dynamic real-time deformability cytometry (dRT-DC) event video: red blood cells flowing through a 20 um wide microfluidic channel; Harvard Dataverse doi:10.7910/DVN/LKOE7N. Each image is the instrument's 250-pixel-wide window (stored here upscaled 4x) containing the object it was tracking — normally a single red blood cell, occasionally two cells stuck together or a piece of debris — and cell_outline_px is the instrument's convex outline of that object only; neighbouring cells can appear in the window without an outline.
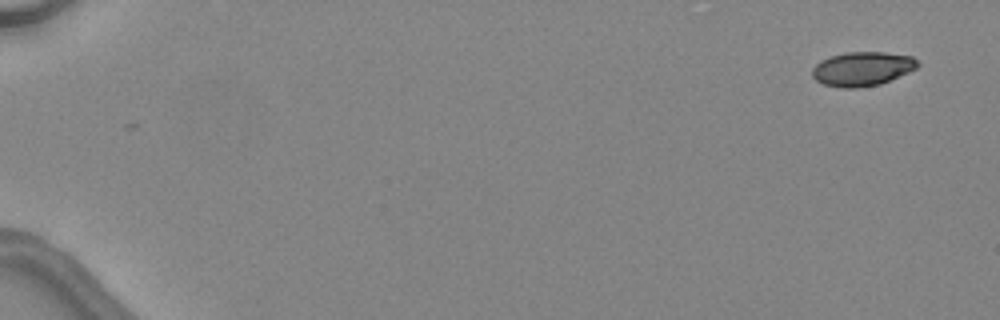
{"species": "common noctule bat (a hibernating species)", "species_latin": "Nyctalus noctula", "temperature_condition": "warm", "stored_images_in_passage": 46, "camera_frame_rate_fps": 3000, "um_per_image_px": 0.085, "animal": {"sex": "female", "body_mass_g": 24.6, "forearm_length_mm": 56.2}, "frame": {"image": 1, "passage_image": 1, "time_ms": 0.0, "image_size_px": [1000, 320], "cell_outline_px": [[920, 64], [916, 68], [908, 72], [880, 84], [856, 88], [840, 88], [824, 84], [816, 80], [812, 76], [812, 68], [820, 60], [828, 56], [844, 52], [884, 52], [912, 56]], "centroid_in_image_um": [73.26, 5.84], "position_along_channel_um": 11.7, "area_um2": 21.04}}
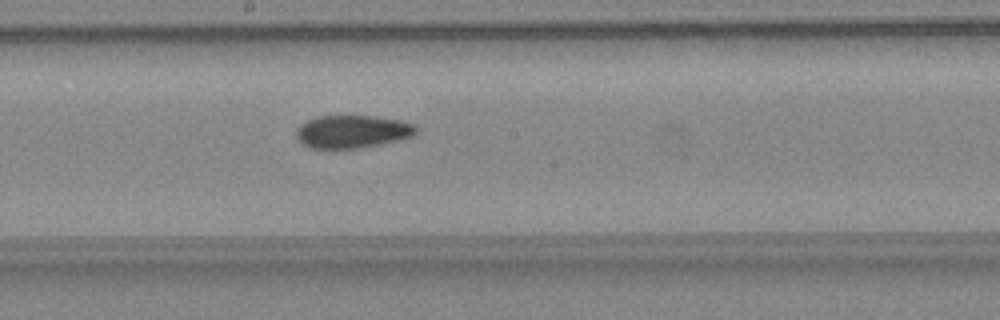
{"frame": {"image": 2, "passage_image": 27, "time_ms": 8.667, "image_size_px": [1000, 320], "cell_outline_px": [[416, 132], [412, 136], [404, 140], [360, 148], [312, 148], [304, 144], [296, 136], [296, 128], [300, 124], [308, 120], [320, 116], [372, 116], [400, 120], [412, 124], [416, 128]], "centroid_in_image_um": [29.97, 11.19], "position_along_channel_um": 218.2, "area_um2": 22.89}}
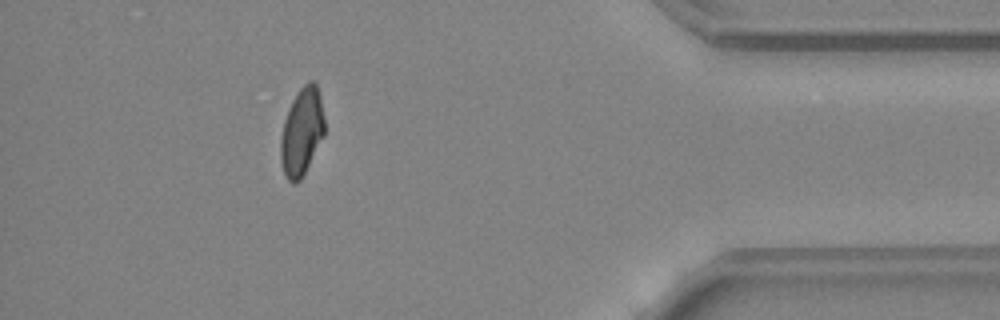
{"frame": {"image": 3, "passage_image": 42, "time_ms": 13.667, "image_size_px": [1000, 320], "cell_outline_px": [[324, 136], [300, 180], [296, 184], [292, 184], [288, 180], [284, 172], [280, 160], [280, 140], [284, 120], [288, 108], [296, 92], [308, 80], [312, 80], [316, 84], [320, 96], [324, 116]], "centroid_in_image_um": [25.64, 11.18], "position_along_channel_um": 409.6, "area_um2": 22.48}, "authors_computed_cell_mechanics": {"area_um2": 22.5998, "velocity_mm_per_s": 4.5561, "shape_relaxation_time_tau1_ms": 5.794, "shape_relaxation_time_tau2_ms": 2.4055, "deformation_change_tau1": 0.1733, "deformation_change_tau2": 0.0734}}